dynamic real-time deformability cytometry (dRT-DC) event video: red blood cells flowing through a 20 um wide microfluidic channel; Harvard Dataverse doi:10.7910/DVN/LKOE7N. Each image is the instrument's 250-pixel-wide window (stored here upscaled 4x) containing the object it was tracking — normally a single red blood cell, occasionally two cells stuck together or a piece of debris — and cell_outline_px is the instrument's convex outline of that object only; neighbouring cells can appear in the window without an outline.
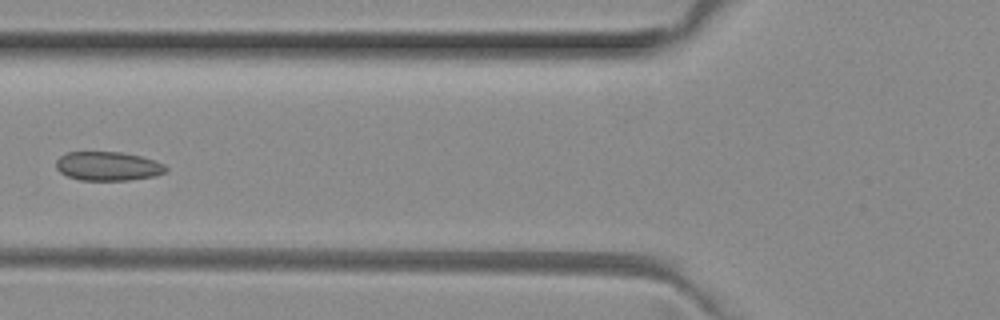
{"species": "common noctule bat (a hibernating species)", "species_latin": "Nyctalus noctula", "temperature_condition": "room temperature", "stored_images_in_passage": 5, "camera_frame_rate_fps": 3000, "um_per_image_px": 0.085, "animal": {"sex": "female", "body_mass_g": 29.2, "forearm_length_mm": 56.3}, "frame": {"image": 1, "passage_image": 4, "time_ms": 1.0, "image_size_px": [1000, 320], "cell_outline_px": [[168, 168], [164, 172], [156, 176], [128, 180], [80, 180], [68, 176], [60, 172], [56, 168], [56, 160], [60, 156], [68, 152], [120, 152], [140, 156], [156, 160], [164, 164]], "centroid_in_image_um": [9.18, 14.12], "position_along_channel_um": 116.6, "area_um2": 18.55}}
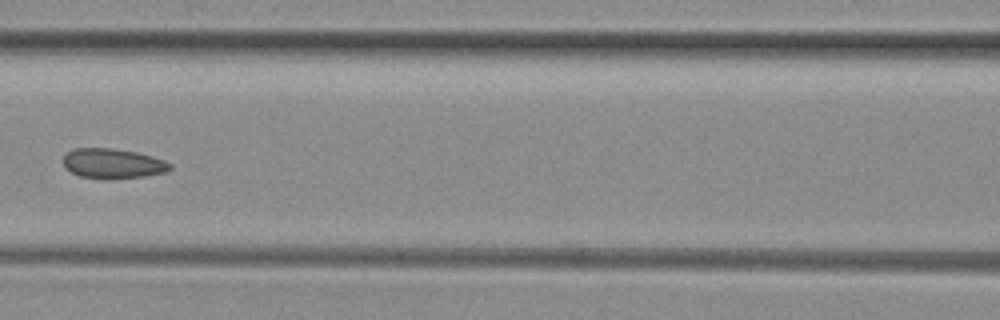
{"frame": {"image": 2, "passage_image": 5, "time_ms": 1.333, "image_size_px": [1000, 320], "cell_outline_px": [[172, 168], [168, 172], [144, 176], [80, 176], [64, 168], [64, 156], [68, 152], [76, 148], [112, 148], [136, 152], [152, 156], [164, 160], [172, 164]], "centroid_in_image_um": [9.63, 13.85], "position_along_channel_um": 157.0, "area_um2": 17.86}}